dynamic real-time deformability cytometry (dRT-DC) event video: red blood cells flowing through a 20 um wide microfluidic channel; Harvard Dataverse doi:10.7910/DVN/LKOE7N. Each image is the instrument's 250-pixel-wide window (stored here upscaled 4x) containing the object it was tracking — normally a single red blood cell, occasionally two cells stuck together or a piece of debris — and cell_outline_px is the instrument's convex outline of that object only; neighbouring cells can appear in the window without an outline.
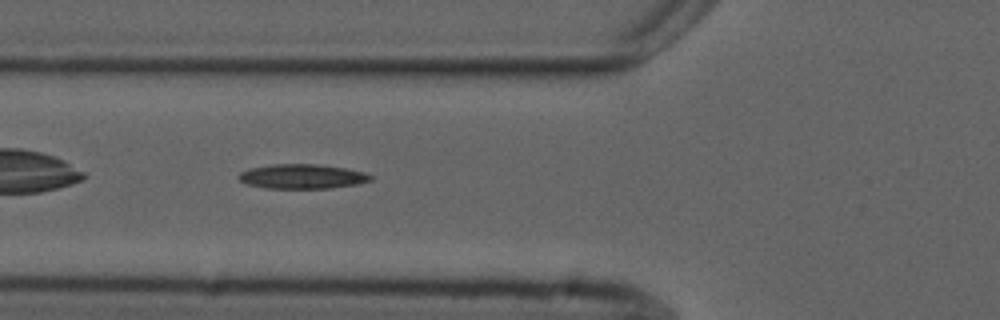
{"species": "common noctule bat (a hibernating species)", "species_latin": "Nyctalus noctula", "temperature_condition": "cold", "stored_images_in_passage": 42, "camera_frame_rate_fps": 3000, "um_per_image_px": 0.085, "animal": {"sex": "male", "forearm_length_mm": 52.5}, "frame": {"image": 1, "passage_image": 7, "time_ms": 2.0, "image_size_px": [1000, 320], "cell_outline_px": [[372, 180], [356, 184], [332, 188], [264, 188], [248, 184], [240, 180], [236, 176], [240, 172], [248, 168], [272, 164], [316, 164], [344, 168], [364, 172], [372, 176]], "centroid_in_image_um": [25.65, 14.99], "position_along_channel_um": 100.2, "area_um2": 18.84}}
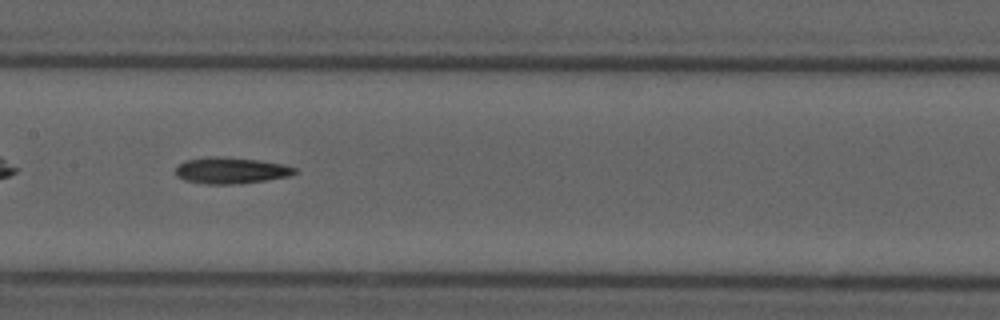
{"frame": {"image": 2, "passage_image": 14, "time_ms": 4.333, "image_size_px": [1000, 320], "cell_outline_px": [[300, 172], [288, 176], [264, 180], [232, 184], [204, 184], [184, 180], [176, 176], [176, 168], [184, 160], [208, 156], [216, 156], [256, 160], [284, 164], [296, 168]], "centroid_in_image_um": [19.61, 14.49], "position_along_channel_um": 187.8, "area_um2": 18.21}}
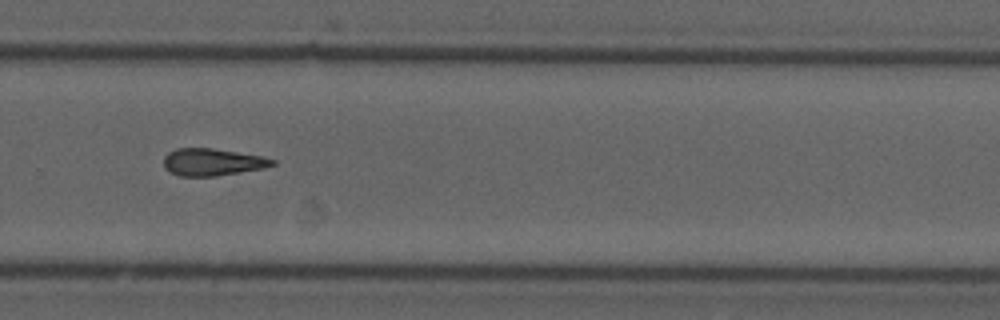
{"frame": {"image": 3, "passage_image": 24, "time_ms": 7.667, "image_size_px": [1000, 320], "cell_outline_px": [[276, 164], [264, 168], [216, 176], [180, 176], [168, 172], [164, 168], [164, 156], [168, 152], [176, 148], [212, 148], [264, 156], [276, 160]], "centroid_in_image_um": [18.05, 13.77], "position_along_channel_um": 311.8, "area_um2": 17.4}}